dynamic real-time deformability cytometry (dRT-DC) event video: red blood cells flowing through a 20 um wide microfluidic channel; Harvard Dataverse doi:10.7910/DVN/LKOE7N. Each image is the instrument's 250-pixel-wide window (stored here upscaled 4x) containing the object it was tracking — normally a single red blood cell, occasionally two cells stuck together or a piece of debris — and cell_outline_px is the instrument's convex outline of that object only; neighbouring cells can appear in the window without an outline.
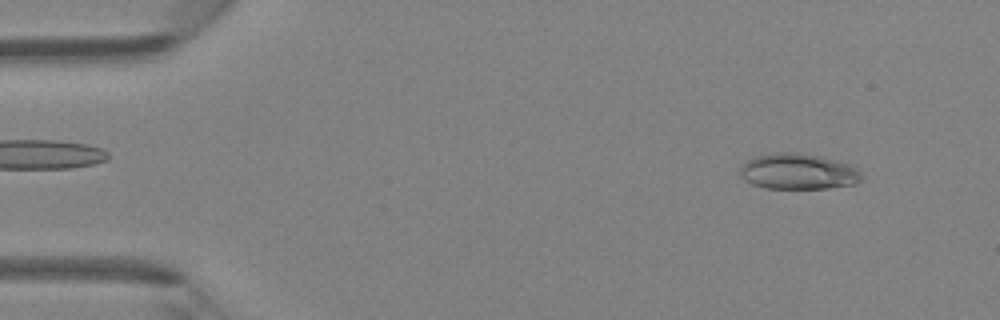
{"species": "Egyptian fruit bat (a non-hibernating species)", "species_latin": "Rousettus aegyptiacus", "temperature_condition": "room temperature", "stored_images_in_passage": 45, "camera_frame_rate_fps": 3000, "um_per_image_px": 0.085, "animal": {"sex": "female"}, "frame": {"image": 1, "passage_image": 4, "time_ms": 1.0, "image_size_px": [1000, 320], "cell_outline_px": [[864, 176], [856, 184], [828, 188], [764, 188], [752, 184], [740, 176], [740, 164], [756, 156], [776, 152], [796, 152], [820, 156], [836, 160], [848, 164], [856, 168]], "centroid_in_image_um": [67.83, 14.57], "position_along_channel_um": 17.2, "area_um2": 25.43}}
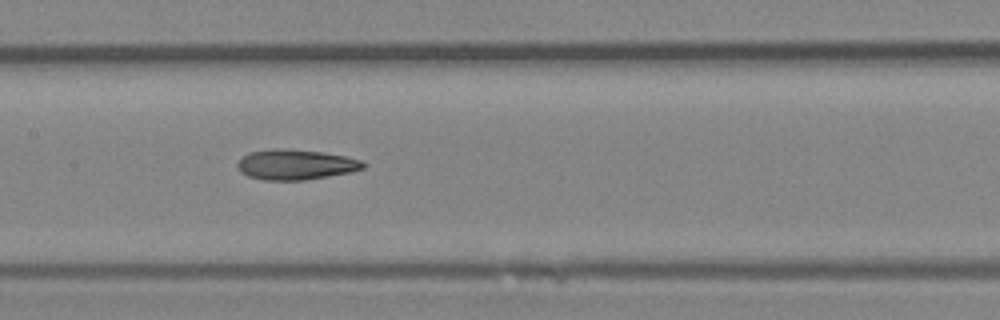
{"frame": {"image": 2, "passage_image": 22, "time_ms": 7.0, "image_size_px": [1000, 320], "cell_outline_px": [[364, 168], [352, 172], [304, 180], [264, 180], [248, 176], [240, 172], [236, 164], [248, 152], [324, 152], [348, 156], [364, 160]], "centroid_in_image_um": [25.22, 14.05], "position_along_channel_um": 182.2, "area_um2": 21.15}}
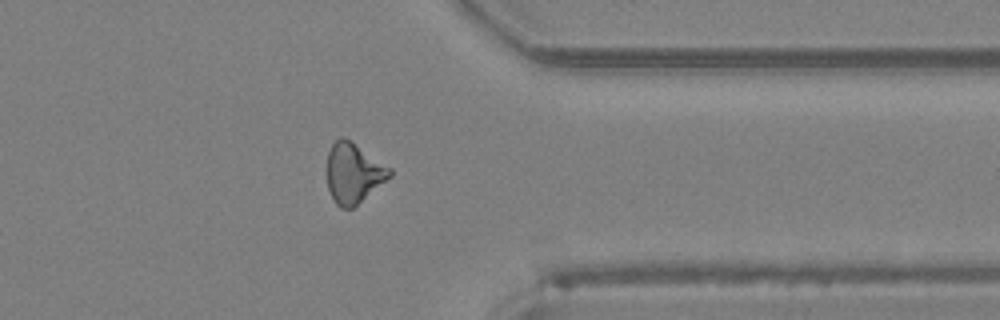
{"frame": {"image": 3, "passage_image": 36, "time_ms": 11.667, "image_size_px": [1000, 320], "cell_outline_px": [[392, 176], [352, 208], [340, 208], [336, 204], [328, 188], [328, 152], [332, 144], [340, 136], [344, 136], [392, 168]], "centroid_in_image_um": [30.06, 14.7], "position_along_channel_um": 381.3, "area_um2": 21.79}}